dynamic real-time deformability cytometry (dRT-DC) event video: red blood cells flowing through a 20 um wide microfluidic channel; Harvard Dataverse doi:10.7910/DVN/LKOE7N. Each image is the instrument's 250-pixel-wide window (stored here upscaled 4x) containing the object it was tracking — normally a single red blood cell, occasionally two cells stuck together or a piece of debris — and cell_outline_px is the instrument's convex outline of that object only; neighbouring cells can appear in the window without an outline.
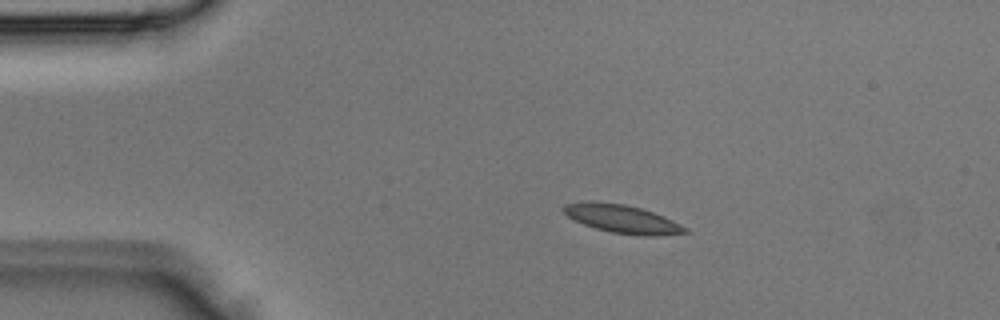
{"species": "Egyptian fruit bat (a non-hibernating species)", "species_latin": "Rousettus aegyptiacus", "temperature_condition": "room temperature", "stored_images_in_passage": 2, "camera_frame_rate_fps": 3000, "um_per_image_px": 0.085, "animal": {"sex": "male"}, "frame": {"image": 1, "passage_image": 1, "time_ms": 0.0, "image_size_px": [1000, 320], "cell_outline_px": [[688, 232], [656, 236], [640, 236], [612, 232], [596, 228], [584, 224], [568, 216], [560, 208], [564, 204], [588, 200], [624, 204], [640, 208], [664, 216], [688, 228]], "centroid_in_image_um": [52.87, 18.59], "position_along_channel_um": 32.1, "area_um2": 20.0}}